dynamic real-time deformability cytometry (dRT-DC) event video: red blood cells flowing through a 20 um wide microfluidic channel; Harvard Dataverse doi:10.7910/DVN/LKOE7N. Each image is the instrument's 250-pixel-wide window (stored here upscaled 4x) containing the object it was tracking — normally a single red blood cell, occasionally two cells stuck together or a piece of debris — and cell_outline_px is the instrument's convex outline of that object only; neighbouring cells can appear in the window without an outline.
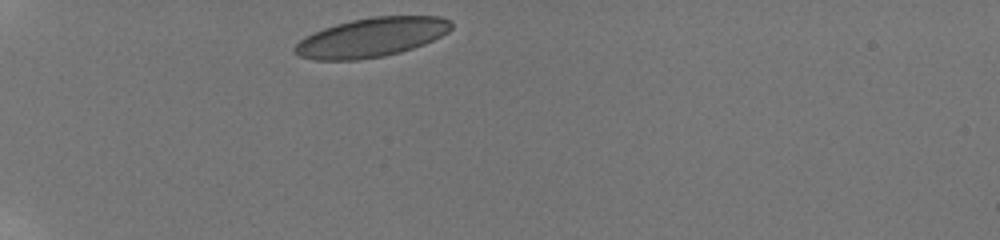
{"species": "human", "species_latin": "Homo sapiens", "temperature_condition": "room temperature", "stored_images_in_passage": 34, "camera_frame_rate_fps": 3000, "um_per_image_px": 0.085, "donor": {"sex": "male"}, "frame": {"image": 1, "passage_image": 1, "time_ms": 0.0, "image_size_px": [1000, 240], "cell_outline_px": [[452, 28], [448, 32], [424, 44], [400, 52], [384, 56], [360, 60], [316, 60], [300, 56], [292, 52], [292, 48], [304, 36], [312, 32], [336, 24], [352, 20], [372, 16], [440, 16], [452, 20]], "centroid_in_image_um": [31.55, 3.18], "position_along_channel_um": 53.4, "area_um2": 35.95}}
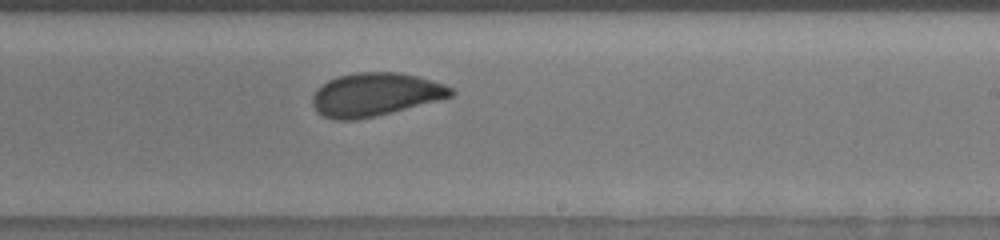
{"frame": {"image": 2, "passage_image": 20, "time_ms": 6.333, "image_size_px": [1000, 240], "cell_outline_px": [[456, 92], [452, 96], [376, 116], [356, 120], [336, 120], [324, 116], [312, 104], [312, 96], [316, 88], [328, 80], [340, 76], [356, 72], [400, 72], [416, 76], [444, 84], [452, 88]], "centroid_in_image_um": [31.87, 8.02], "position_along_channel_um": 257.1, "area_um2": 34.62}}
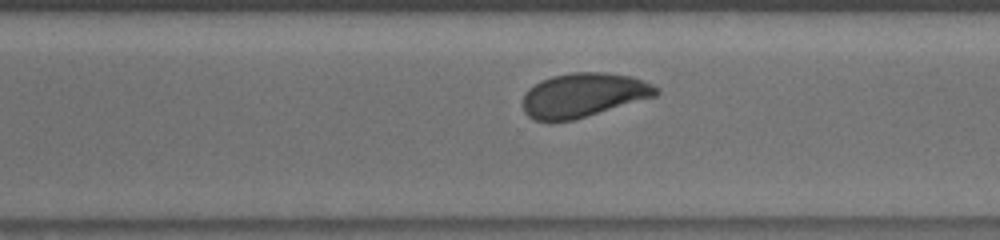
{"frame": {"image": 3, "passage_image": 25, "time_ms": 8.0, "image_size_px": [1000, 240], "cell_outline_px": [[660, 92], [656, 96], [572, 120], [536, 120], [528, 116], [524, 112], [524, 92], [528, 88], [540, 80], [552, 76], [572, 72], [604, 72], [632, 76], [644, 80], [660, 88]], "centroid_in_image_um": [49.61, 8.05], "position_along_channel_um": 321.0, "area_um2": 34.16}, "authors_computed_cell_mechanics": {"area_um2": 34.9401, "velocity_mm_per_s": 3.8347, "shape_relaxation_time_tau1_ms": 4.0765, "shape_relaxation_time_tau2_ms": 0.997, "deformation_change_tau1": 0.1125, "deformation_change_tau2": 0.0677}}